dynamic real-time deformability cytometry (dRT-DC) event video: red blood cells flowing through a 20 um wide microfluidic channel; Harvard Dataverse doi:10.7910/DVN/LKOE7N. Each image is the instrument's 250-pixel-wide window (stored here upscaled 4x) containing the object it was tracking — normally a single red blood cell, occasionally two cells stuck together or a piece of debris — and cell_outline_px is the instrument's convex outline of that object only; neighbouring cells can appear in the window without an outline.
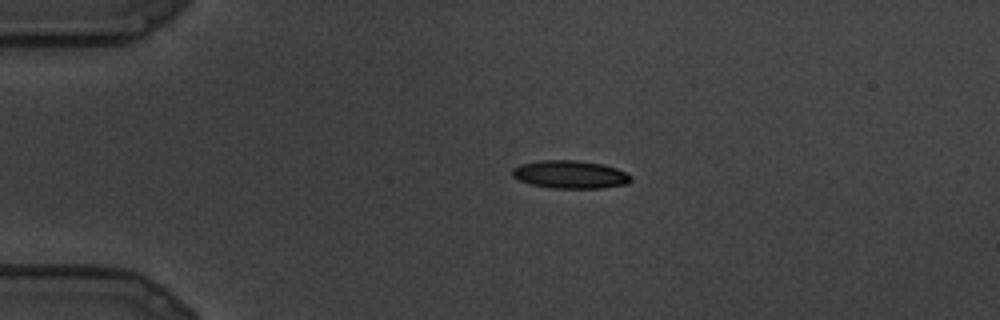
{"species": "common noctule bat (a hibernating species)", "species_latin": "Nyctalus noctula", "temperature_condition": "cold", "stored_images_in_passage": 8, "camera_frame_rate_fps": 3000, "um_per_image_px": 0.085, "animal": {"sex": "male", "body_mass_g": 19.5, "forearm_length_mm": 54.6}, "frame": {"image": 1, "passage_image": 3, "time_ms": 0.667, "image_size_px": [1000, 320], "cell_outline_px": [[632, 180], [628, 184], [604, 188], [552, 188], [528, 184], [512, 176], [512, 168], [520, 164], [540, 160], [576, 160], [604, 164], [616, 168], [632, 176]], "centroid_in_image_um": [48.47, 14.83], "position_along_channel_um": 36.5, "area_um2": 19.54}}
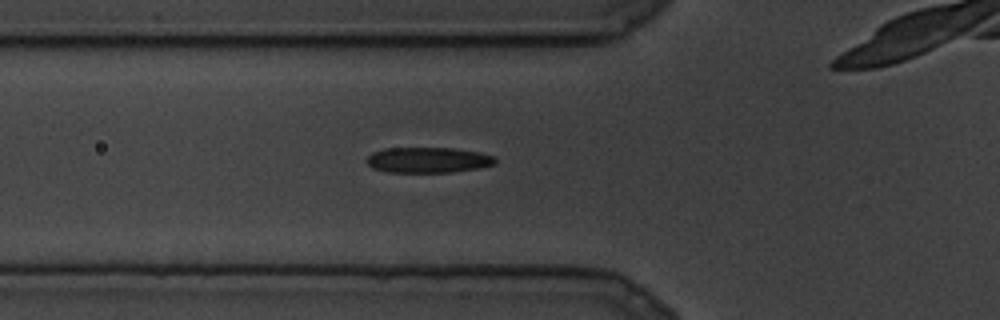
{"frame": {"image": 2, "passage_image": 7, "time_ms": 2.0, "image_size_px": [1000, 320], "cell_outline_px": [[496, 164], [480, 168], [452, 172], [388, 172], [372, 168], [364, 160], [372, 152], [384, 148], [456, 148], [480, 152], [496, 156]], "centroid_in_image_um": [36.4, 13.59], "position_along_channel_um": 89.4, "area_um2": 19.42}}